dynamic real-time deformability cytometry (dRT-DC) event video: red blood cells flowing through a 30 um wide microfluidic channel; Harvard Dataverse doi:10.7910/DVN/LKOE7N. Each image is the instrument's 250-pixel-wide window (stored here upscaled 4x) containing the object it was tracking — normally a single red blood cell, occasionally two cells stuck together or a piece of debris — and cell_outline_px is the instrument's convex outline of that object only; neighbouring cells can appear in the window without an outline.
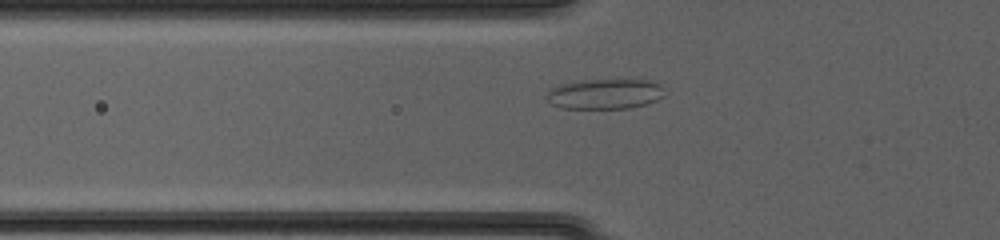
{"species": "common noctule bat (a hibernating species)", "species_latin": "Nyctalus noctula", "temperature_condition": "cold", "stored_images_in_passage": 41, "camera_frame_rate_fps": 3000, "um_per_image_px": 0.085, "animal": {"sex": "female", "body_mass_g": 20.0, "forearm_length_mm": 54.0}, "frame": {"image": 1, "passage_image": 9, "time_ms": 2.667, "image_size_px": [1000, 240], "cell_outline_px": [[664, 96], [656, 100], [644, 104], [628, 108], [564, 108], [552, 104], [548, 100], [548, 92], [556, 88], [568, 84], [592, 80], [644, 80], [656, 84], [660, 88]], "centroid_in_image_um": [51.44, 8.01], "position_along_channel_um": 74.4, "area_um2": 19.65}}
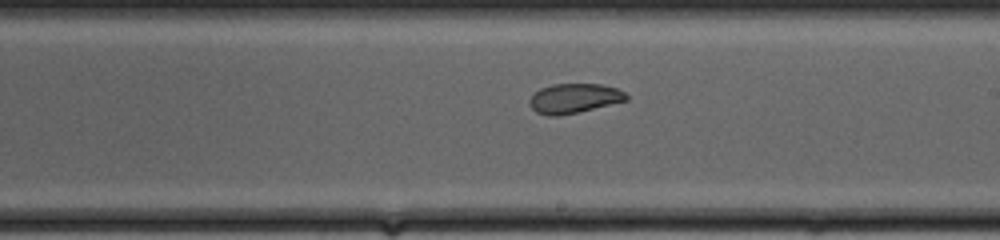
{"frame": {"image": 2, "passage_image": 21, "time_ms": 6.667, "image_size_px": [1000, 240], "cell_outline_px": [[628, 100], [576, 112], [556, 116], [552, 116], [536, 112], [528, 104], [532, 96], [540, 88], [552, 84], [600, 84], [616, 88], [624, 92], [628, 96]], "centroid_in_image_um": [48.79, 8.35], "position_along_channel_um": 240.2, "area_um2": 16.42}}
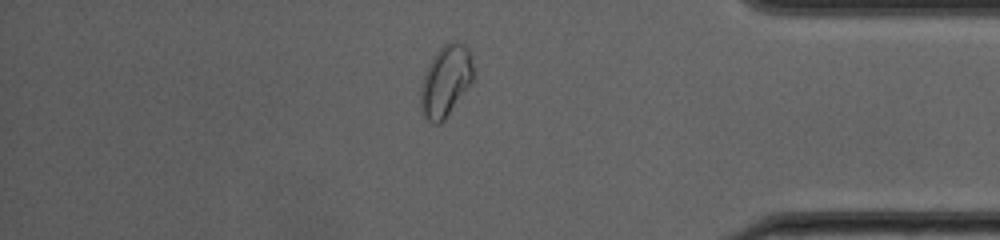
{"frame": {"image": 3, "passage_image": 34, "time_ms": 11.0, "image_size_px": [1000, 240], "cell_outline_px": [[472, 80], [444, 120], [440, 124], [432, 124], [420, 112], [420, 84], [436, 52], [448, 40], [460, 40], [468, 48], [472, 56]], "centroid_in_image_um": [37.86, 6.86], "position_along_channel_um": 397.3, "area_um2": 21.79}, "authors_computed_cell_mechanics": {"area_um2": 18.8717, "velocity_mm_per_s": 4.1359, "shape_relaxation_time_tau1_ms": null, "shape_relaxation_time_tau2_ms": 1.51, "deformation_change_tau1": null, "deformation_change_tau2": 0.057}}